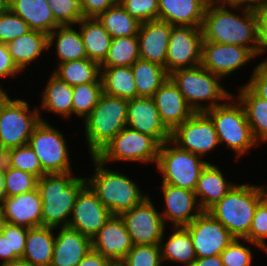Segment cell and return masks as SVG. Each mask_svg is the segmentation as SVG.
Listing matches in <instances>:
<instances>
[{
	"label": "cell",
	"mask_w": 267,
	"mask_h": 266,
	"mask_svg": "<svg viewBox=\"0 0 267 266\" xmlns=\"http://www.w3.org/2000/svg\"><path fill=\"white\" fill-rule=\"evenodd\" d=\"M225 5L216 0L207 4L201 27L203 41L247 47L257 56L258 29L254 8L244 6L241 17Z\"/></svg>",
	"instance_id": "1"
},
{
	"label": "cell",
	"mask_w": 267,
	"mask_h": 266,
	"mask_svg": "<svg viewBox=\"0 0 267 266\" xmlns=\"http://www.w3.org/2000/svg\"><path fill=\"white\" fill-rule=\"evenodd\" d=\"M72 172L44 174L37 182L42 199V226L67 227L76 198L87 185L86 177H72Z\"/></svg>",
	"instance_id": "2"
},
{
	"label": "cell",
	"mask_w": 267,
	"mask_h": 266,
	"mask_svg": "<svg viewBox=\"0 0 267 266\" xmlns=\"http://www.w3.org/2000/svg\"><path fill=\"white\" fill-rule=\"evenodd\" d=\"M263 200V187L235 185L207 212L218 220L234 238L245 239L252 224L255 210Z\"/></svg>",
	"instance_id": "3"
},
{
	"label": "cell",
	"mask_w": 267,
	"mask_h": 266,
	"mask_svg": "<svg viewBox=\"0 0 267 266\" xmlns=\"http://www.w3.org/2000/svg\"><path fill=\"white\" fill-rule=\"evenodd\" d=\"M92 161L96 166L95 175L86 178L87 185L112 215L120 216L148 197L128 176L104 168L106 164L96 156H92Z\"/></svg>",
	"instance_id": "4"
},
{
	"label": "cell",
	"mask_w": 267,
	"mask_h": 266,
	"mask_svg": "<svg viewBox=\"0 0 267 266\" xmlns=\"http://www.w3.org/2000/svg\"><path fill=\"white\" fill-rule=\"evenodd\" d=\"M127 106L128 100L102 93L97 105L83 121L91 156H97L127 127Z\"/></svg>",
	"instance_id": "5"
},
{
	"label": "cell",
	"mask_w": 267,
	"mask_h": 266,
	"mask_svg": "<svg viewBox=\"0 0 267 266\" xmlns=\"http://www.w3.org/2000/svg\"><path fill=\"white\" fill-rule=\"evenodd\" d=\"M169 78L178 87L194 112H205L222 105L223 103H219L221 100L233 99V95L219 83L222 78L201 65L175 70L169 74ZM205 100L210 102L208 106L200 104Z\"/></svg>",
	"instance_id": "6"
},
{
	"label": "cell",
	"mask_w": 267,
	"mask_h": 266,
	"mask_svg": "<svg viewBox=\"0 0 267 266\" xmlns=\"http://www.w3.org/2000/svg\"><path fill=\"white\" fill-rule=\"evenodd\" d=\"M229 101L205 113L214 123L219 143H226L239 158L258 143L252 134L243 105L238 100L237 103L230 99Z\"/></svg>",
	"instance_id": "7"
},
{
	"label": "cell",
	"mask_w": 267,
	"mask_h": 266,
	"mask_svg": "<svg viewBox=\"0 0 267 266\" xmlns=\"http://www.w3.org/2000/svg\"><path fill=\"white\" fill-rule=\"evenodd\" d=\"M172 144L174 146L170 148ZM201 158L179 148L171 140L161 144L156 165L162 175V184L194 191L199 175L208 163Z\"/></svg>",
	"instance_id": "8"
},
{
	"label": "cell",
	"mask_w": 267,
	"mask_h": 266,
	"mask_svg": "<svg viewBox=\"0 0 267 266\" xmlns=\"http://www.w3.org/2000/svg\"><path fill=\"white\" fill-rule=\"evenodd\" d=\"M41 120L39 109L30 111L26 101L7 96L0 105V145L16 148L28 144Z\"/></svg>",
	"instance_id": "9"
},
{
	"label": "cell",
	"mask_w": 267,
	"mask_h": 266,
	"mask_svg": "<svg viewBox=\"0 0 267 266\" xmlns=\"http://www.w3.org/2000/svg\"><path fill=\"white\" fill-rule=\"evenodd\" d=\"M160 145L152 136L125 127L96 157L105 164L121 160L157 163Z\"/></svg>",
	"instance_id": "10"
},
{
	"label": "cell",
	"mask_w": 267,
	"mask_h": 266,
	"mask_svg": "<svg viewBox=\"0 0 267 266\" xmlns=\"http://www.w3.org/2000/svg\"><path fill=\"white\" fill-rule=\"evenodd\" d=\"M28 144L39 158L46 174L73 172L64 136L47 122L41 120Z\"/></svg>",
	"instance_id": "11"
},
{
	"label": "cell",
	"mask_w": 267,
	"mask_h": 266,
	"mask_svg": "<svg viewBox=\"0 0 267 266\" xmlns=\"http://www.w3.org/2000/svg\"><path fill=\"white\" fill-rule=\"evenodd\" d=\"M158 212L148 195L140 204L120 215L133 245H160L162 243L166 224Z\"/></svg>",
	"instance_id": "12"
},
{
	"label": "cell",
	"mask_w": 267,
	"mask_h": 266,
	"mask_svg": "<svg viewBox=\"0 0 267 266\" xmlns=\"http://www.w3.org/2000/svg\"><path fill=\"white\" fill-rule=\"evenodd\" d=\"M171 141L179 148L201 157L220 144L214 123L205 112H195L177 126L171 132Z\"/></svg>",
	"instance_id": "13"
},
{
	"label": "cell",
	"mask_w": 267,
	"mask_h": 266,
	"mask_svg": "<svg viewBox=\"0 0 267 266\" xmlns=\"http://www.w3.org/2000/svg\"><path fill=\"white\" fill-rule=\"evenodd\" d=\"M202 41L201 27L174 26L167 49V73L201 65Z\"/></svg>",
	"instance_id": "14"
},
{
	"label": "cell",
	"mask_w": 267,
	"mask_h": 266,
	"mask_svg": "<svg viewBox=\"0 0 267 266\" xmlns=\"http://www.w3.org/2000/svg\"><path fill=\"white\" fill-rule=\"evenodd\" d=\"M189 231L197 258L220 255L235 239L211 214L203 211L189 225Z\"/></svg>",
	"instance_id": "15"
},
{
	"label": "cell",
	"mask_w": 267,
	"mask_h": 266,
	"mask_svg": "<svg viewBox=\"0 0 267 266\" xmlns=\"http://www.w3.org/2000/svg\"><path fill=\"white\" fill-rule=\"evenodd\" d=\"M111 217L110 210L86 185L76 198L68 227L93 239Z\"/></svg>",
	"instance_id": "16"
},
{
	"label": "cell",
	"mask_w": 267,
	"mask_h": 266,
	"mask_svg": "<svg viewBox=\"0 0 267 266\" xmlns=\"http://www.w3.org/2000/svg\"><path fill=\"white\" fill-rule=\"evenodd\" d=\"M254 57L256 55L247 47L202 41L201 66L221 78Z\"/></svg>",
	"instance_id": "17"
},
{
	"label": "cell",
	"mask_w": 267,
	"mask_h": 266,
	"mask_svg": "<svg viewBox=\"0 0 267 266\" xmlns=\"http://www.w3.org/2000/svg\"><path fill=\"white\" fill-rule=\"evenodd\" d=\"M127 127L155 138L160 144L171 140V132L161 122L152 97L128 100Z\"/></svg>",
	"instance_id": "18"
},
{
	"label": "cell",
	"mask_w": 267,
	"mask_h": 266,
	"mask_svg": "<svg viewBox=\"0 0 267 266\" xmlns=\"http://www.w3.org/2000/svg\"><path fill=\"white\" fill-rule=\"evenodd\" d=\"M1 218L25 228L42 226V199L38 189L16 196L4 197L0 204Z\"/></svg>",
	"instance_id": "19"
},
{
	"label": "cell",
	"mask_w": 267,
	"mask_h": 266,
	"mask_svg": "<svg viewBox=\"0 0 267 266\" xmlns=\"http://www.w3.org/2000/svg\"><path fill=\"white\" fill-rule=\"evenodd\" d=\"M133 246L125 223L118 215H112L92 239V249L113 262H121Z\"/></svg>",
	"instance_id": "20"
},
{
	"label": "cell",
	"mask_w": 267,
	"mask_h": 266,
	"mask_svg": "<svg viewBox=\"0 0 267 266\" xmlns=\"http://www.w3.org/2000/svg\"><path fill=\"white\" fill-rule=\"evenodd\" d=\"M162 193L165 201L161 214L164 224L169 220L173 227H185L203 212L194 191L162 184ZM194 208L195 214L192 213Z\"/></svg>",
	"instance_id": "21"
},
{
	"label": "cell",
	"mask_w": 267,
	"mask_h": 266,
	"mask_svg": "<svg viewBox=\"0 0 267 266\" xmlns=\"http://www.w3.org/2000/svg\"><path fill=\"white\" fill-rule=\"evenodd\" d=\"M152 99L161 122L170 132L195 113L170 78L154 93Z\"/></svg>",
	"instance_id": "22"
},
{
	"label": "cell",
	"mask_w": 267,
	"mask_h": 266,
	"mask_svg": "<svg viewBox=\"0 0 267 266\" xmlns=\"http://www.w3.org/2000/svg\"><path fill=\"white\" fill-rule=\"evenodd\" d=\"M173 27L170 23L160 20L141 23L137 35L140 58L165 67Z\"/></svg>",
	"instance_id": "23"
},
{
	"label": "cell",
	"mask_w": 267,
	"mask_h": 266,
	"mask_svg": "<svg viewBox=\"0 0 267 266\" xmlns=\"http://www.w3.org/2000/svg\"><path fill=\"white\" fill-rule=\"evenodd\" d=\"M92 250V239L70 227H61L55 236L50 266H77Z\"/></svg>",
	"instance_id": "24"
},
{
	"label": "cell",
	"mask_w": 267,
	"mask_h": 266,
	"mask_svg": "<svg viewBox=\"0 0 267 266\" xmlns=\"http://www.w3.org/2000/svg\"><path fill=\"white\" fill-rule=\"evenodd\" d=\"M210 0H158V20L173 26L202 27Z\"/></svg>",
	"instance_id": "25"
},
{
	"label": "cell",
	"mask_w": 267,
	"mask_h": 266,
	"mask_svg": "<svg viewBox=\"0 0 267 266\" xmlns=\"http://www.w3.org/2000/svg\"><path fill=\"white\" fill-rule=\"evenodd\" d=\"M235 185L226 181L222 171L216 165L208 162L201 171L194 190L202 211H208Z\"/></svg>",
	"instance_id": "26"
},
{
	"label": "cell",
	"mask_w": 267,
	"mask_h": 266,
	"mask_svg": "<svg viewBox=\"0 0 267 266\" xmlns=\"http://www.w3.org/2000/svg\"><path fill=\"white\" fill-rule=\"evenodd\" d=\"M8 8L21 17L31 30L48 35L59 26L46 0H9Z\"/></svg>",
	"instance_id": "27"
},
{
	"label": "cell",
	"mask_w": 267,
	"mask_h": 266,
	"mask_svg": "<svg viewBox=\"0 0 267 266\" xmlns=\"http://www.w3.org/2000/svg\"><path fill=\"white\" fill-rule=\"evenodd\" d=\"M53 227L29 228L23 259L28 266H50L54 251Z\"/></svg>",
	"instance_id": "28"
},
{
	"label": "cell",
	"mask_w": 267,
	"mask_h": 266,
	"mask_svg": "<svg viewBox=\"0 0 267 266\" xmlns=\"http://www.w3.org/2000/svg\"><path fill=\"white\" fill-rule=\"evenodd\" d=\"M78 23L87 58L101 65L107 57L111 35L96 17L83 18Z\"/></svg>",
	"instance_id": "29"
},
{
	"label": "cell",
	"mask_w": 267,
	"mask_h": 266,
	"mask_svg": "<svg viewBox=\"0 0 267 266\" xmlns=\"http://www.w3.org/2000/svg\"><path fill=\"white\" fill-rule=\"evenodd\" d=\"M8 52L17 68L22 71L27 65L48 48V35L41 31L30 30L29 32L8 42Z\"/></svg>",
	"instance_id": "30"
},
{
	"label": "cell",
	"mask_w": 267,
	"mask_h": 266,
	"mask_svg": "<svg viewBox=\"0 0 267 266\" xmlns=\"http://www.w3.org/2000/svg\"><path fill=\"white\" fill-rule=\"evenodd\" d=\"M237 95L245 109L254 139L257 143L267 141V100L257 96L246 84Z\"/></svg>",
	"instance_id": "31"
},
{
	"label": "cell",
	"mask_w": 267,
	"mask_h": 266,
	"mask_svg": "<svg viewBox=\"0 0 267 266\" xmlns=\"http://www.w3.org/2000/svg\"><path fill=\"white\" fill-rule=\"evenodd\" d=\"M56 39V53L59 63L87 58L82 37L72 25H59L48 34V48Z\"/></svg>",
	"instance_id": "32"
},
{
	"label": "cell",
	"mask_w": 267,
	"mask_h": 266,
	"mask_svg": "<svg viewBox=\"0 0 267 266\" xmlns=\"http://www.w3.org/2000/svg\"><path fill=\"white\" fill-rule=\"evenodd\" d=\"M103 92L126 100L137 97L131 66L101 67Z\"/></svg>",
	"instance_id": "33"
},
{
	"label": "cell",
	"mask_w": 267,
	"mask_h": 266,
	"mask_svg": "<svg viewBox=\"0 0 267 266\" xmlns=\"http://www.w3.org/2000/svg\"><path fill=\"white\" fill-rule=\"evenodd\" d=\"M137 97H152L169 78L165 67L139 58L131 66Z\"/></svg>",
	"instance_id": "34"
},
{
	"label": "cell",
	"mask_w": 267,
	"mask_h": 266,
	"mask_svg": "<svg viewBox=\"0 0 267 266\" xmlns=\"http://www.w3.org/2000/svg\"><path fill=\"white\" fill-rule=\"evenodd\" d=\"M72 95L73 87L52 73L41 98V108L69 118L72 115Z\"/></svg>",
	"instance_id": "35"
},
{
	"label": "cell",
	"mask_w": 267,
	"mask_h": 266,
	"mask_svg": "<svg viewBox=\"0 0 267 266\" xmlns=\"http://www.w3.org/2000/svg\"><path fill=\"white\" fill-rule=\"evenodd\" d=\"M53 73L72 87L88 82H102L101 65L88 58L58 63Z\"/></svg>",
	"instance_id": "36"
},
{
	"label": "cell",
	"mask_w": 267,
	"mask_h": 266,
	"mask_svg": "<svg viewBox=\"0 0 267 266\" xmlns=\"http://www.w3.org/2000/svg\"><path fill=\"white\" fill-rule=\"evenodd\" d=\"M96 18L112 38L137 36L141 25L118 1Z\"/></svg>",
	"instance_id": "37"
},
{
	"label": "cell",
	"mask_w": 267,
	"mask_h": 266,
	"mask_svg": "<svg viewBox=\"0 0 267 266\" xmlns=\"http://www.w3.org/2000/svg\"><path fill=\"white\" fill-rule=\"evenodd\" d=\"M160 248L162 261L171 260L191 266L197 258L191 235L185 227H174V232L165 244H160Z\"/></svg>",
	"instance_id": "38"
},
{
	"label": "cell",
	"mask_w": 267,
	"mask_h": 266,
	"mask_svg": "<svg viewBox=\"0 0 267 266\" xmlns=\"http://www.w3.org/2000/svg\"><path fill=\"white\" fill-rule=\"evenodd\" d=\"M139 58L137 36L112 38L107 57L101 67L132 66Z\"/></svg>",
	"instance_id": "39"
},
{
	"label": "cell",
	"mask_w": 267,
	"mask_h": 266,
	"mask_svg": "<svg viewBox=\"0 0 267 266\" xmlns=\"http://www.w3.org/2000/svg\"><path fill=\"white\" fill-rule=\"evenodd\" d=\"M102 93V82H88L73 86L72 114L85 119L97 105Z\"/></svg>",
	"instance_id": "40"
},
{
	"label": "cell",
	"mask_w": 267,
	"mask_h": 266,
	"mask_svg": "<svg viewBox=\"0 0 267 266\" xmlns=\"http://www.w3.org/2000/svg\"><path fill=\"white\" fill-rule=\"evenodd\" d=\"M38 178L28 172L10 168L4 172L5 197L16 196L37 188Z\"/></svg>",
	"instance_id": "41"
},
{
	"label": "cell",
	"mask_w": 267,
	"mask_h": 266,
	"mask_svg": "<svg viewBox=\"0 0 267 266\" xmlns=\"http://www.w3.org/2000/svg\"><path fill=\"white\" fill-rule=\"evenodd\" d=\"M121 263L124 266H161L160 245H134Z\"/></svg>",
	"instance_id": "42"
},
{
	"label": "cell",
	"mask_w": 267,
	"mask_h": 266,
	"mask_svg": "<svg viewBox=\"0 0 267 266\" xmlns=\"http://www.w3.org/2000/svg\"><path fill=\"white\" fill-rule=\"evenodd\" d=\"M267 202L263 199L257 206L248 236L243 239L267 252Z\"/></svg>",
	"instance_id": "43"
},
{
	"label": "cell",
	"mask_w": 267,
	"mask_h": 266,
	"mask_svg": "<svg viewBox=\"0 0 267 266\" xmlns=\"http://www.w3.org/2000/svg\"><path fill=\"white\" fill-rule=\"evenodd\" d=\"M59 25H75L83 19L79 0H46Z\"/></svg>",
	"instance_id": "44"
},
{
	"label": "cell",
	"mask_w": 267,
	"mask_h": 266,
	"mask_svg": "<svg viewBox=\"0 0 267 266\" xmlns=\"http://www.w3.org/2000/svg\"><path fill=\"white\" fill-rule=\"evenodd\" d=\"M12 168L31 173L38 179L46 174L42 170L39 158L29 144L13 148Z\"/></svg>",
	"instance_id": "45"
},
{
	"label": "cell",
	"mask_w": 267,
	"mask_h": 266,
	"mask_svg": "<svg viewBox=\"0 0 267 266\" xmlns=\"http://www.w3.org/2000/svg\"><path fill=\"white\" fill-rule=\"evenodd\" d=\"M29 25L9 8L0 15V42L7 44L29 32Z\"/></svg>",
	"instance_id": "46"
},
{
	"label": "cell",
	"mask_w": 267,
	"mask_h": 266,
	"mask_svg": "<svg viewBox=\"0 0 267 266\" xmlns=\"http://www.w3.org/2000/svg\"><path fill=\"white\" fill-rule=\"evenodd\" d=\"M0 232L8 235L9 262L21 259L25 249L28 228L2 221Z\"/></svg>",
	"instance_id": "47"
},
{
	"label": "cell",
	"mask_w": 267,
	"mask_h": 266,
	"mask_svg": "<svg viewBox=\"0 0 267 266\" xmlns=\"http://www.w3.org/2000/svg\"><path fill=\"white\" fill-rule=\"evenodd\" d=\"M127 13L140 21L158 20V0H118Z\"/></svg>",
	"instance_id": "48"
},
{
	"label": "cell",
	"mask_w": 267,
	"mask_h": 266,
	"mask_svg": "<svg viewBox=\"0 0 267 266\" xmlns=\"http://www.w3.org/2000/svg\"><path fill=\"white\" fill-rule=\"evenodd\" d=\"M223 266H251L252 251L238 238H235L226 249L220 253Z\"/></svg>",
	"instance_id": "49"
},
{
	"label": "cell",
	"mask_w": 267,
	"mask_h": 266,
	"mask_svg": "<svg viewBox=\"0 0 267 266\" xmlns=\"http://www.w3.org/2000/svg\"><path fill=\"white\" fill-rule=\"evenodd\" d=\"M247 86L260 98L267 100V60L260 62L254 69Z\"/></svg>",
	"instance_id": "50"
},
{
	"label": "cell",
	"mask_w": 267,
	"mask_h": 266,
	"mask_svg": "<svg viewBox=\"0 0 267 266\" xmlns=\"http://www.w3.org/2000/svg\"><path fill=\"white\" fill-rule=\"evenodd\" d=\"M258 29V54L267 49V2L254 8Z\"/></svg>",
	"instance_id": "51"
},
{
	"label": "cell",
	"mask_w": 267,
	"mask_h": 266,
	"mask_svg": "<svg viewBox=\"0 0 267 266\" xmlns=\"http://www.w3.org/2000/svg\"><path fill=\"white\" fill-rule=\"evenodd\" d=\"M118 0H79L84 18H95L111 8Z\"/></svg>",
	"instance_id": "52"
},
{
	"label": "cell",
	"mask_w": 267,
	"mask_h": 266,
	"mask_svg": "<svg viewBox=\"0 0 267 266\" xmlns=\"http://www.w3.org/2000/svg\"><path fill=\"white\" fill-rule=\"evenodd\" d=\"M18 72L21 71L15 65L7 45L0 42V78L15 76Z\"/></svg>",
	"instance_id": "53"
},
{
	"label": "cell",
	"mask_w": 267,
	"mask_h": 266,
	"mask_svg": "<svg viewBox=\"0 0 267 266\" xmlns=\"http://www.w3.org/2000/svg\"><path fill=\"white\" fill-rule=\"evenodd\" d=\"M112 263V260L103 257L100 253L92 249L77 266H111Z\"/></svg>",
	"instance_id": "54"
},
{
	"label": "cell",
	"mask_w": 267,
	"mask_h": 266,
	"mask_svg": "<svg viewBox=\"0 0 267 266\" xmlns=\"http://www.w3.org/2000/svg\"><path fill=\"white\" fill-rule=\"evenodd\" d=\"M13 148L0 145V171L6 172L12 168Z\"/></svg>",
	"instance_id": "55"
},
{
	"label": "cell",
	"mask_w": 267,
	"mask_h": 266,
	"mask_svg": "<svg viewBox=\"0 0 267 266\" xmlns=\"http://www.w3.org/2000/svg\"><path fill=\"white\" fill-rule=\"evenodd\" d=\"M220 3L228 4L231 8H235L237 10L238 7L248 6V7H257L261 4L267 2V0H216Z\"/></svg>",
	"instance_id": "56"
},
{
	"label": "cell",
	"mask_w": 267,
	"mask_h": 266,
	"mask_svg": "<svg viewBox=\"0 0 267 266\" xmlns=\"http://www.w3.org/2000/svg\"><path fill=\"white\" fill-rule=\"evenodd\" d=\"M191 266H223L220 255L196 258Z\"/></svg>",
	"instance_id": "57"
},
{
	"label": "cell",
	"mask_w": 267,
	"mask_h": 266,
	"mask_svg": "<svg viewBox=\"0 0 267 266\" xmlns=\"http://www.w3.org/2000/svg\"><path fill=\"white\" fill-rule=\"evenodd\" d=\"M0 258L4 262H9V244L8 235H3L0 232Z\"/></svg>",
	"instance_id": "58"
},
{
	"label": "cell",
	"mask_w": 267,
	"mask_h": 266,
	"mask_svg": "<svg viewBox=\"0 0 267 266\" xmlns=\"http://www.w3.org/2000/svg\"><path fill=\"white\" fill-rule=\"evenodd\" d=\"M0 266H28V264L23 259H18L10 262H2Z\"/></svg>",
	"instance_id": "59"
},
{
	"label": "cell",
	"mask_w": 267,
	"mask_h": 266,
	"mask_svg": "<svg viewBox=\"0 0 267 266\" xmlns=\"http://www.w3.org/2000/svg\"><path fill=\"white\" fill-rule=\"evenodd\" d=\"M5 197L4 192V172L0 171V204Z\"/></svg>",
	"instance_id": "60"
},
{
	"label": "cell",
	"mask_w": 267,
	"mask_h": 266,
	"mask_svg": "<svg viewBox=\"0 0 267 266\" xmlns=\"http://www.w3.org/2000/svg\"><path fill=\"white\" fill-rule=\"evenodd\" d=\"M9 0H0V15L8 9Z\"/></svg>",
	"instance_id": "61"
},
{
	"label": "cell",
	"mask_w": 267,
	"mask_h": 266,
	"mask_svg": "<svg viewBox=\"0 0 267 266\" xmlns=\"http://www.w3.org/2000/svg\"><path fill=\"white\" fill-rule=\"evenodd\" d=\"M7 93L3 90L2 87H0V105H1V102L7 97Z\"/></svg>",
	"instance_id": "62"
},
{
	"label": "cell",
	"mask_w": 267,
	"mask_h": 266,
	"mask_svg": "<svg viewBox=\"0 0 267 266\" xmlns=\"http://www.w3.org/2000/svg\"><path fill=\"white\" fill-rule=\"evenodd\" d=\"M266 186L264 187L263 186V199L267 202V191H265L266 190Z\"/></svg>",
	"instance_id": "63"
},
{
	"label": "cell",
	"mask_w": 267,
	"mask_h": 266,
	"mask_svg": "<svg viewBox=\"0 0 267 266\" xmlns=\"http://www.w3.org/2000/svg\"><path fill=\"white\" fill-rule=\"evenodd\" d=\"M111 266H124L121 262H113Z\"/></svg>",
	"instance_id": "64"
},
{
	"label": "cell",
	"mask_w": 267,
	"mask_h": 266,
	"mask_svg": "<svg viewBox=\"0 0 267 266\" xmlns=\"http://www.w3.org/2000/svg\"><path fill=\"white\" fill-rule=\"evenodd\" d=\"M1 222H2V218H1V211H0V224H1Z\"/></svg>",
	"instance_id": "65"
}]
</instances>
